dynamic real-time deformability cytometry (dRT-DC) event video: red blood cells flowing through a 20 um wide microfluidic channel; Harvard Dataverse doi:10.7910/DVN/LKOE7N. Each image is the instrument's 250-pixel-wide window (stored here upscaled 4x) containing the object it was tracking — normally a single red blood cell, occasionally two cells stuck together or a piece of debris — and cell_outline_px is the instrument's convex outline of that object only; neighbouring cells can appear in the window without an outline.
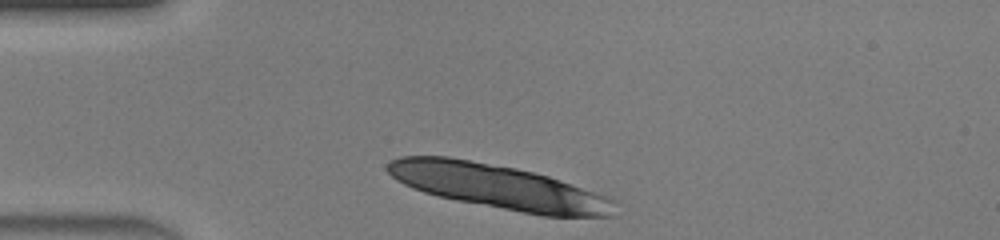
{"species": "human", "species_latin": "Homo sapiens", "temperature_condition": "warm", "stored_images_in_passage": 28, "camera_frame_rate_fps": 3000, "um_per_image_px": 0.085, "donor": {"sex": "male"}, "frame": {"image": 1, "passage_image": 1, "time_ms": 0.0, "image_size_px": [1000, 240], "cell_outline_px": [[616, 200], [612, 216], [544, 216], [456, 200], [424, 192], [412, 188], [396, 180], [384, 168], [388, 160], [400, 156], [448, 156], [516, 168], [548, 176], [560, 180]], "centroid_in_image_um": [42.3, 15.86], "position_along_channel_um": 42.7, "area_um2": 58.32}}
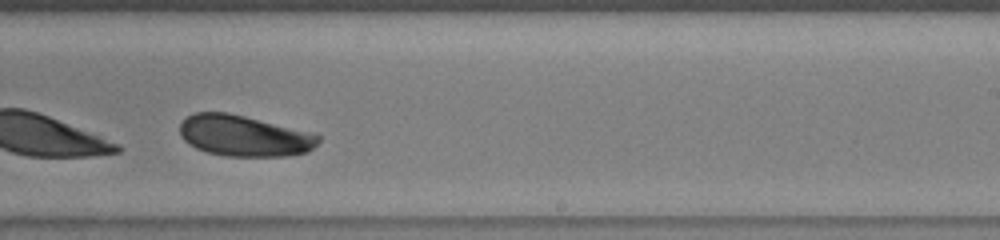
{"frame": {"image": 2, "passage_image": 19, "time_ms": 6.0, "image_size_px": [1000, 240], "cell_outline_px": [[320, 140], [308, 152], [288, 156], [228, 156], [208, 152], [196, 148], [188, 144], [180, 136], [180, 124], [188, 116], [196, 112], [228, 112], [316, 132], [320, 136]], "centroid_in_image_um": [20.79, 11.53], "position_along_channel_um": 268.2, "area_um2": 33.47}}
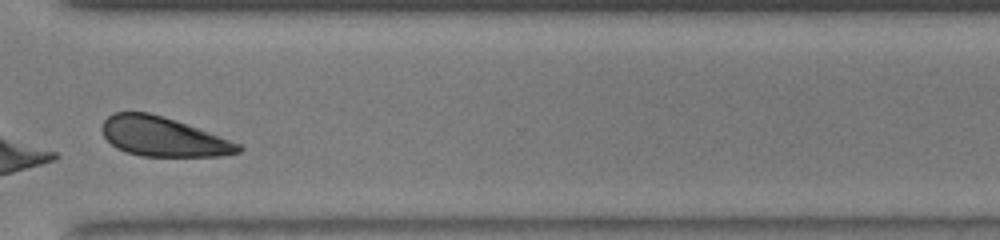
{"frame": {"image": 3, "passage_image": 25, "time_ms": 8.0, "image_size_px": [1000, 240], "cell_outline_px": [[244, 148], [240, 152], [224, 156], [140, 156], [116, 148], [104, 136], [100, 128], [104, 120], [108, 116], [116, 112], [148, 112], [164, 116], [244, 144]], "centroid_in_image_um": [13.91, 11.62], "position_along_channel_um": 356.7, "area_um2": 31.5}, "authors_computed_cell_mechanics": {"area_um2": 34.102, "velocity_mm_per_s": 4.3906, "shape_relaxation_time_tau1_ms": 0.5297, "shape_relaxation_time_tau2_ms": null, "deformation_change_tau1": 0.2405, "deformation_change_tau2": null}}